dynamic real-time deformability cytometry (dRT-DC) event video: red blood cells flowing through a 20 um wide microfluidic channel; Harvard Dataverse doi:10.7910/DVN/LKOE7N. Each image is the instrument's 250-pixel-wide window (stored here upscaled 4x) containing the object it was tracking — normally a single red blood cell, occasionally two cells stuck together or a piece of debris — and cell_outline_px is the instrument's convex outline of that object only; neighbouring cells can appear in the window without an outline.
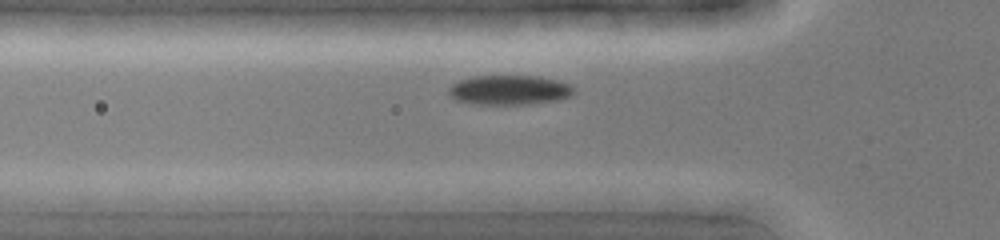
{"species": "common noctule bat (a hibernating species)", "species_latin": "Nyctalus noctula", "temperature_condition": "cold", "stored_images_in_passage": 31, "camera_frame_rate_fps": 3000, "um_per_image_px": 0.085, "animal": {"sex": "female", "body_mass_g": 19.0, "forearm_length_mm": 51.5}, "frame": {"image": 1, "passage_image": 7, "time_ms": 2.0, "image_size_px": [1000, 240], "cell_outline_px": [[572, 96], [560, 100], [532, 104], [476, 104], [456, 100], [448, 96], [448, 88], [452, 84], [460, 80], [472, 76], [536, 76], [556, 80], [568, 84], [572, 88]], "centroid_in_image_um": [43.26, 7.66], "position_along_channel_um": 82.5, "area_um2": 21.62}}
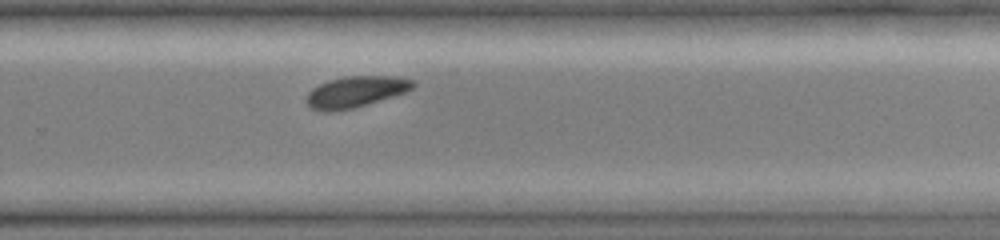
{"frame": {"image": 2, "passage_image": 22, "time_ms": 7.0, "image_size_px": [1000, 240], "cell_outline_px": [[416, 84], [412, 88], [404, 92], [352, 108], [328, 112], [324, 112], [312, 108], [308, 104], [308, 92], [312, 88], [328, 80], [344, 76], [392, 76], [416, 80]], "centroid_in_image_um": [30.23, 7.78], "position_along_channel_um": 299.6, "area_um2": 18.96}}
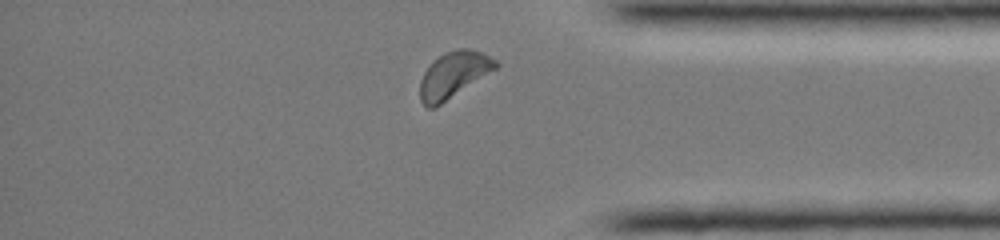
{"frame": {"image": 3, "passage_image": 29, "time_ms": 9.333, "image_size_px": [1000, 240], "cell_outline_px": [[500, 64], [496, 68], [440, 104], [432, 108], [428, 108], [420, 100], [420, 80], [424, 72], [444, 52], [460, 48], [468, 48], [484, 52], [496, 60]], "centroid_in_image_um": [38.57, 6.33], "position_along_channel_um": 396.6, "area_um2": 19.83}}